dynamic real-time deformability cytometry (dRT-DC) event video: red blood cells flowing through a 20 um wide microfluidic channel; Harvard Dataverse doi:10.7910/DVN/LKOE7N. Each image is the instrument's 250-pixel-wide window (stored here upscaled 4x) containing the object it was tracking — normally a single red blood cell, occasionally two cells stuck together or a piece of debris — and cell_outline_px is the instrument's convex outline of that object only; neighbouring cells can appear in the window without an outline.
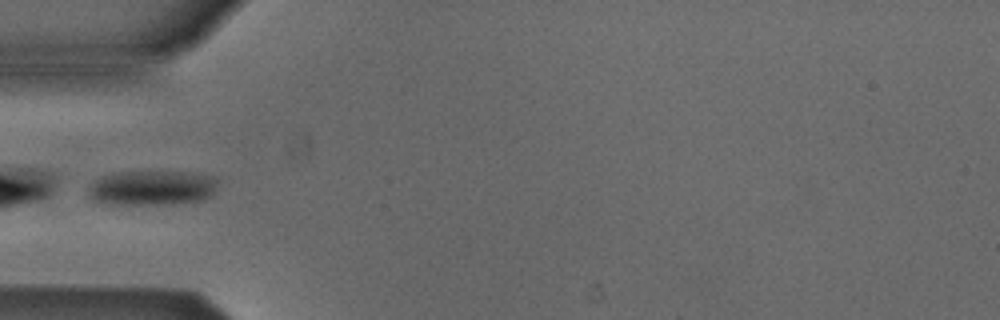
{"species": "Egyptian fruit bat (a non-hibernating species)", "species_latin": "Rousettus aegyptiacus", "temperature_condition": "cold", "stored_images_in_passage": 5, "camera_frame_rate_fps": 3000, "um_per_image_px": 0.085, "animal": {"sex": "male"}, "frame": {"image": 1, "passage_image": 5, "time_ms": 1.333, "image_size_px": [1000, 320], "cell_outline_px": [[216, 192], [212, 196], [204, 200], [172, 204], [112, 204], [92, 200], [88, 188], [96, 180], [104, 176], [116, 172], [196, 172], [212, 176], [216, 180]], "centroid_in_image_um": [12.99, 15.97], "position_along_channel_um": 72.0, "area_um2": 26.3}}